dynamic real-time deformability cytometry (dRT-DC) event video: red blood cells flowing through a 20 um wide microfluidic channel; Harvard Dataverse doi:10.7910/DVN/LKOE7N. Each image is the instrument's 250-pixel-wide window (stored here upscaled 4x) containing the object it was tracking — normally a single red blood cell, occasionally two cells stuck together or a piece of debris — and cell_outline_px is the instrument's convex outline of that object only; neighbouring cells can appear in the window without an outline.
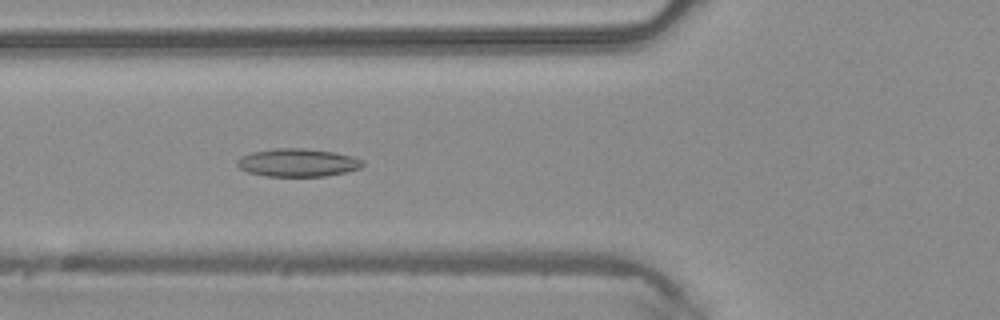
{"species": "common noctule bat (a hibernating species)", "species_latin": "Nyctalus noctula", "temperature_condition": "warm", "stored_images_in_passage": 35, "camera_frame_rate_fps": 3000, "um_per_image_px": 0.085, "animal": {"sex": "male", "body_mass_g": 20.4}, "frame": {"image": 1, "passage_image": 5, "time_ms": 1.333, "image_size_px": [1000, 320], "cell_outline_px": [[364, 164], [360, 168], [344, 172], [324, 176], [264, 176], [248, 172], [240, 168], [236, 164], [236, 160], [240, 156], [252, 152], [276, 148], [304, 148], [336, 152], [356, 156], [364, 160]], "centroid_in_image_um": [25.32, 13.81], "position_along_channel_um": 100.5, "area_um2": 20.69}}
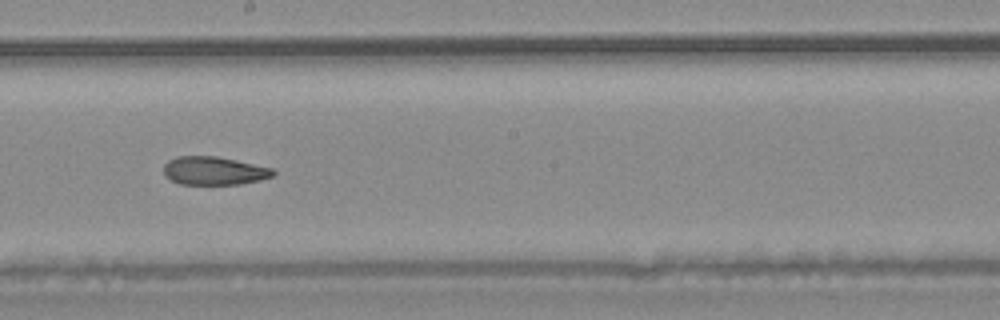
{"frame": {"image": 2, "passage_image": 14, "time_ms": 4.333, "image_size_px": [1000, 320], "cell_outline_px": [[276, 172], [272, 176], [260, 180], [240, 184], [180, 184], [172, 180], [164, 172], [164, 164], [168, 160], [176, 156], [216, 156], [236, 160], [272, 168]], "centroid_in_image_um": [18.2, 14.51], "position_along_channel_um": 230.0, "area_um2": 17.92}}
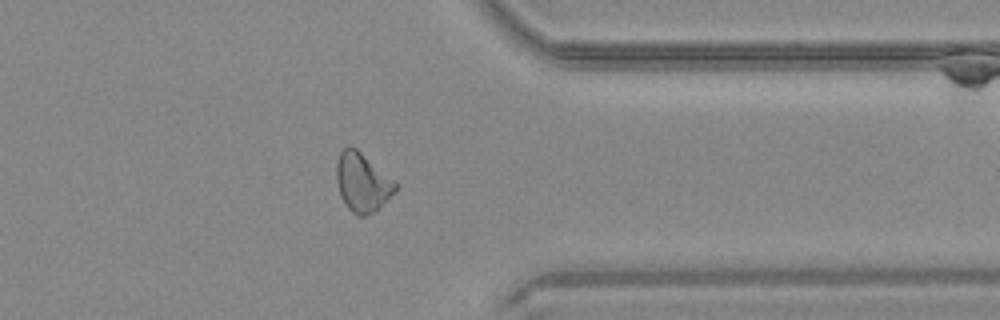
{"frame": {"image": 3, "passage_image": 25, "time_ms": 8.0, "image_size_px": [1000, 320], "cell_outline_px": [[400, 184], [396, 192], [376, 212], [364, 216], [356, 216], [348, 208], [340, 196], [336, 180], [336, 164], [340, 152], [348, 144], [356, 148]], "centroid_in_image_um": [30.83, 15.52], "position_along_channel_um": 380.6, "area_um2": 20.69}}